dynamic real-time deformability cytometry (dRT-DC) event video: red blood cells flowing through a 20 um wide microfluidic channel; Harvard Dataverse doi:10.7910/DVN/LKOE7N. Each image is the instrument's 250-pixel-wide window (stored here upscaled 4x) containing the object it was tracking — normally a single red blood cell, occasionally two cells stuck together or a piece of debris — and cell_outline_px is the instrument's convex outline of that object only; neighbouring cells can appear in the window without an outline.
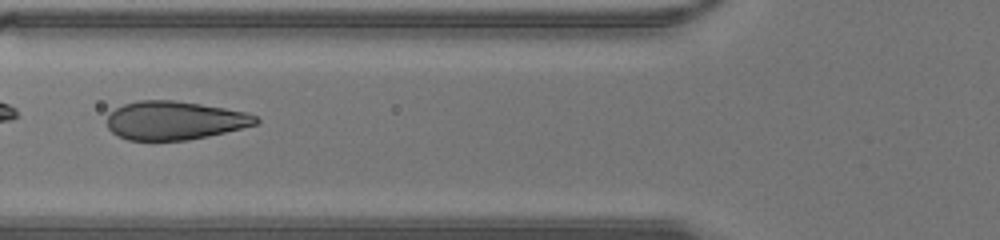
{"species": "human", "species_latin": "Homo sapiens", "temperature_condition": "warm", "stored_images_in_passage": 36, "camera_frame_rate_fps": 3000, "um_per_image_px": 0.085, "donor": {"sex": "male"}, "frame": {"image": 1, "passage_image": 11, "time_ms": 3.333, "image_size_px": [1000, 240], "cell_outline_px": [[260, 120], [256, 124], [224, 132], [184, 140], [128, 140], [112, 132], [108, 128], [104, 120], [108, 112], [124, 104], [140, 100], [176, 100], [248, 112], [256, 116]], "centroid_in_image_um": [14.78, 10.22], "position_along_channel_um": 111.0, "area_um2": 33.35}}
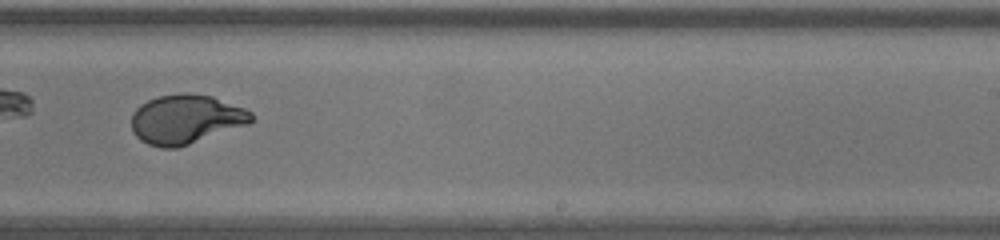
{"frame": {"image": 2, "passage_image": 21, "time_ms": 6.667, "image_size_px": [1000, 240], "cell_outline_px": [[252, 120], [248, 124], [176, 148], [160, 148], [148, 144], [140, 140], [132, 132], [132, 112], [140, 104], [148, 100], [160, 96], [184, 92], [188, 92], [212, 96], [244, 108], [252, 112]], "centroid_in_image_um": [15.76, 10.13], "position_along_channel_um": 273.2, "area_um2": 34.28}}
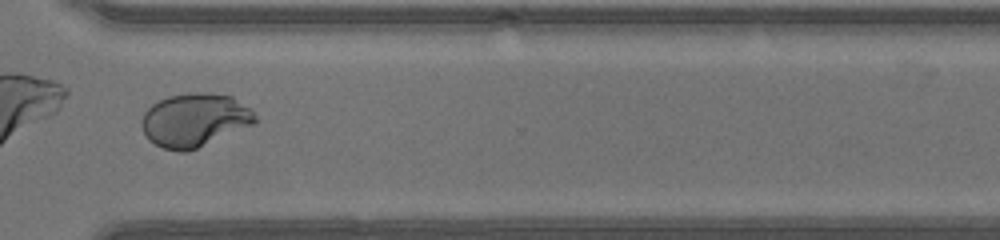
{"frame": {"image": 3, "passage_image": 26, "time_ms": 8.333, "image_size_px": [1000, 240], "cell_outline_px": [[256, 120], [252, 124], [188, 152], [180, 152], [164, 148], [148, 140], [140, 124], [140, 120], [144, 112], [152, 104], [168, 96], [196, 92], [204, 92], [232, 96], [252, 108], [256, 116]], "centroid_in_image_um": [16.52, 10.19], "position_along_channel_um": 354.1, "area_um2": 35.26}}